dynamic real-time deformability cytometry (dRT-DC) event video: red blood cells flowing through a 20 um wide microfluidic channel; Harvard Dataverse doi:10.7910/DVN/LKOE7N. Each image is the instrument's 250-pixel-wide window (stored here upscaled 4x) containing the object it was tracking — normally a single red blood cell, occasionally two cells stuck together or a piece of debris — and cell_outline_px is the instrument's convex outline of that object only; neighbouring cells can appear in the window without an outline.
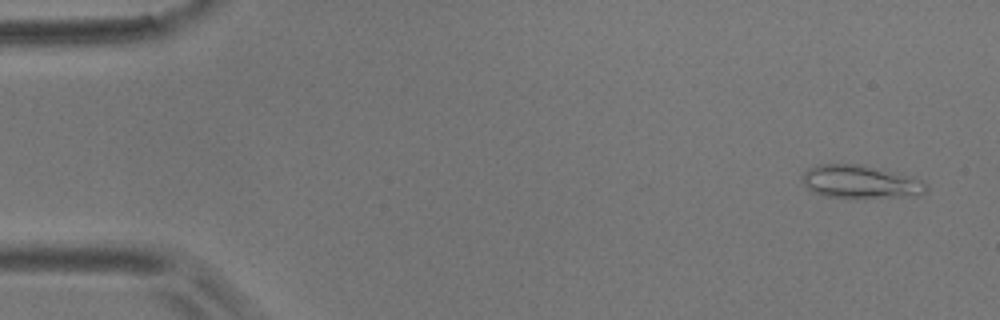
{"species": "common noctule bat (a hibernating species)", "species_latin": "Nyctalus noctula", "temperature_condition": "room temperature", "stored_images_in_passage": 6, "camera_frame_rate_fps": 3000, "um_per_image_px": 0.085, "animal": {"sex": "male", "body_mass_g": 17.9}, "frame": {"image": 1, "passage_image": 1, "time_ms": 0.0, "image_size_px": [1000, 320], "cell_outline_px": [[928, 188], [924, 192], [916, 196], [856, 200], [824, 196], [812, 192], [804, 184], [800, 176], [808, 168], [820, 164], [864, 164], [924, 180], [928, 184]], "centroid_in_image_um": [73.15, 15.49], "position_along_channel_um": 11.9, "area_um2": 24.91}}
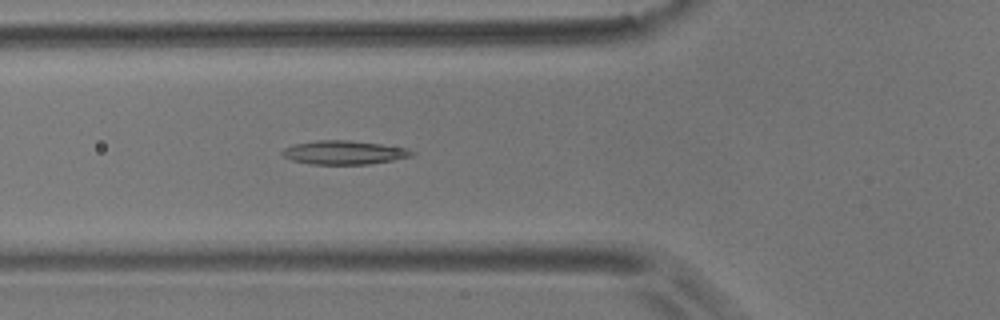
{"frame": {"image": 2, "passage_image": 6, "time_ms": 1.667, "image_size_px": [1000, 320], "cell_outline_px": [[416, 152], [412, 156], [392, 160], [368, 164], [312, 164], [292, 160], [284, 156], [280, 152], [284, 148], [296, 144], [316, 140], [348, 140], [380, 144], [404, 148]], "centroid_in_image_um": [29.23, 12.96], "position_along_channel_um": 96.6, "area_um2": 17.69}}